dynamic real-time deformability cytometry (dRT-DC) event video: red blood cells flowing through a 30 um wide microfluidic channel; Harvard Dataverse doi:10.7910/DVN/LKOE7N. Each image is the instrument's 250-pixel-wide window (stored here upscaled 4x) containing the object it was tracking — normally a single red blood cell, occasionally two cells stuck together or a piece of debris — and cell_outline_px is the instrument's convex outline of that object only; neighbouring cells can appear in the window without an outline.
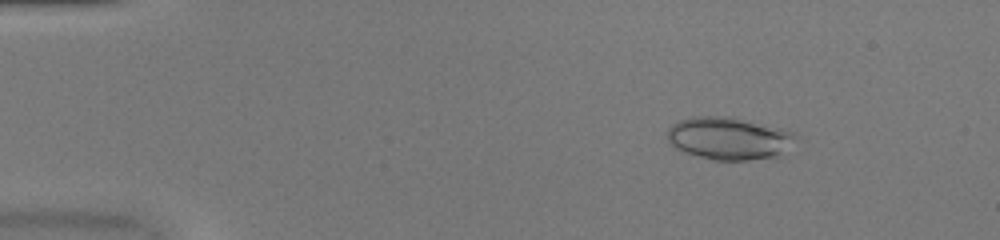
{"species": "common noctule bat (a hibernating species)", "species_latin": "Nyctalus noctula", "temperature_condition": "warm", "stored_images_in_passage": 45, "camera_frame_rate_fps": 3000, "um_per_image_px": 0.085, "animal": {"sex": "female", "body_mass_g": 20.0, "forearm_length_mm": 54.0}, "frame": {"image": 1, "passage_image": 2, "time_ms": 0.333, "image_size_px": [1000, 240], "cell_outline_px": [[796, 136], [780, 160], [712, 160], [684, 152], [676, 148], [668, 140], [668, 128], [672, 124], [680, 120], [692, 116], [736, 116], [780, 128], [792, 132]], "centroid_in_image_um": [62.01, 11.77], "position_along_channel_um": 23.0, "area_um2": 32.54}}